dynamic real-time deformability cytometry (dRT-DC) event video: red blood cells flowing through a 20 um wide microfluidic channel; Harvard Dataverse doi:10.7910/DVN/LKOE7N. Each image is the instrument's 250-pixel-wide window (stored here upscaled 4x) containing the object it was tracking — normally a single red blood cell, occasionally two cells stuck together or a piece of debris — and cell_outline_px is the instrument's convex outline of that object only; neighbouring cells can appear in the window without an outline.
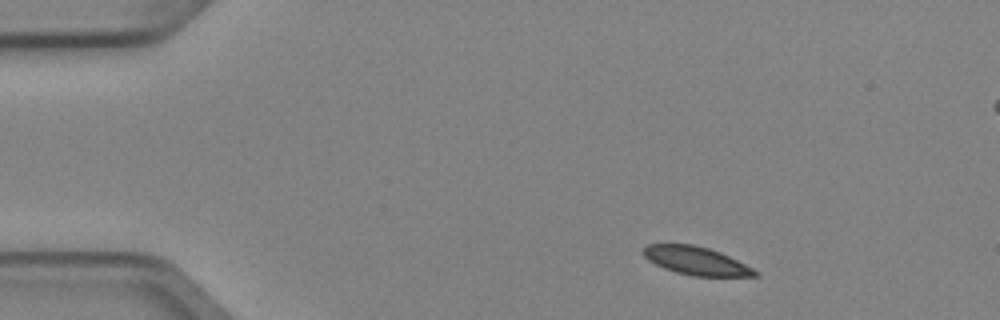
{"species": "Egyptian fruit bat (a non-hibernating species)", "species_latin": "Rousettus aegyptiacus", "temperature_condition": "cold", "stored_images_in_passage": 3, "camera_frame_rate_fps": 3000, "um_per_image_px": 0.085, "animal": {"sex": "female"}, "frame": {"image": 1, "passage_image": 1, "time_ms": 0.0, "image_size_px": [1000, 320], "cell_outline_px": [[760, 272], [756, 276], [692, 276], [676, 272], [664, 268], [648, 260], [640, 252], [648, 244], [692, 244], [708, 248], [720, 252]], "centroid_in_image_um": [59.14, 22.16], "position_along_channel_um": 25.9, "area_um2": 18.21}}